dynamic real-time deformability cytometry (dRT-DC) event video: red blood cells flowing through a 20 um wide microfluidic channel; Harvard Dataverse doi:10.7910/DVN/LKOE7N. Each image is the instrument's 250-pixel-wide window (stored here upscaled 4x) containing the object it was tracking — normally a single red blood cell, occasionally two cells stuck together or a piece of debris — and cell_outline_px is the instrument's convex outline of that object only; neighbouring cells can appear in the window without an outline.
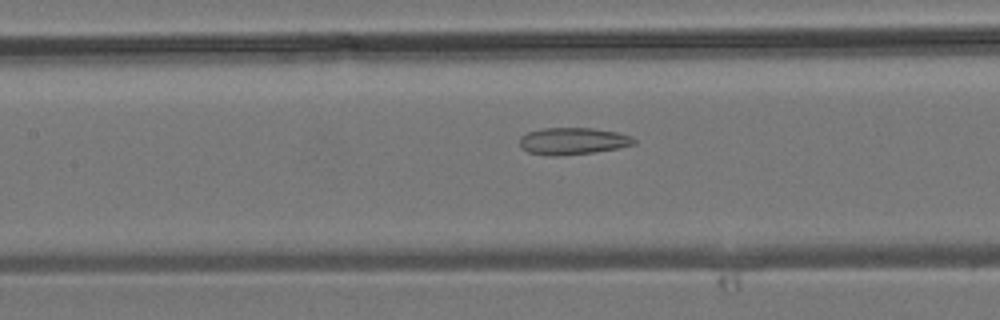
{"species": "common noctule bat (a hibernating species)", "species_latin": "Nyctalus noctula", "temperature_condition": "room temperature", "stored_images_in_passage": 38, "camera_frame_rate_fps": 3000, "um_per_image_px": 0.085, "animal": {"sex": "male", "body_mass_g": 19.2, "forearm_length_mm": 51.8}, "frame": {"image": 1, "passage_image": 19, "time_ms": 6.0, "image_size_px": [1000, 320], "cell_outline_px": [[636, 144], [616, 148], [592, 152], [560, 156], [552, 156], [528, 152], [520, 148], [520, 136], [528, 132], [544, 128], [592, 128], [616, 132], [632, 136], [636, 140]], "centroid_in_image_um": [48.67, 11.99], "position_along_channel_um": 158.7, "area_um2": 17.92}}
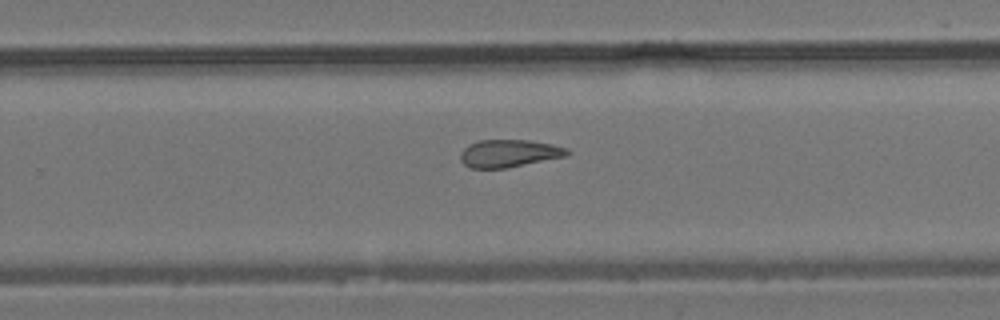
{"frame": {"image": 2, "passage_image": 27, "time_ms": 8.667, "image_size_px": [1000, 320], "cell_outline_px": [[568, 156], [508, 168], [468, 168], [460, 160], [460, 152], [468, 144], [480, 140], [528, 140], [552, 144], [568, 148]], "centroid_in_image_um": [43.25, 13.04], "position_along_channel_um": 286.5, "area_um2": 17.34}}
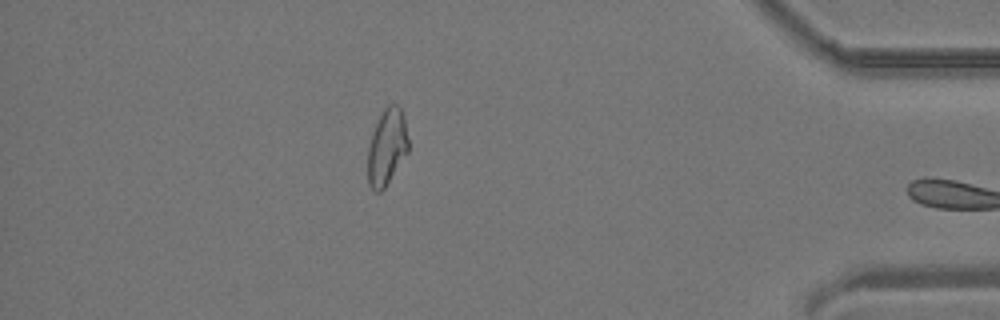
{"frame": {"image": 3, "passage_image": 37, "time_ms": 12.0, "image_size_px": [1000, 320], "cell_outline_px": [[408, 152], [384, 188], [380, 192], [376, 192], [368, 184], [368, 148], [372, 132], [384, 108], [388, 104], [396, 104], [400, 108], [404, 116], [408, 140]], "centroid_in_image_um": [32.88, 12.49], "position_along_channel_um": 402.3, "area_um2": 17.86}}